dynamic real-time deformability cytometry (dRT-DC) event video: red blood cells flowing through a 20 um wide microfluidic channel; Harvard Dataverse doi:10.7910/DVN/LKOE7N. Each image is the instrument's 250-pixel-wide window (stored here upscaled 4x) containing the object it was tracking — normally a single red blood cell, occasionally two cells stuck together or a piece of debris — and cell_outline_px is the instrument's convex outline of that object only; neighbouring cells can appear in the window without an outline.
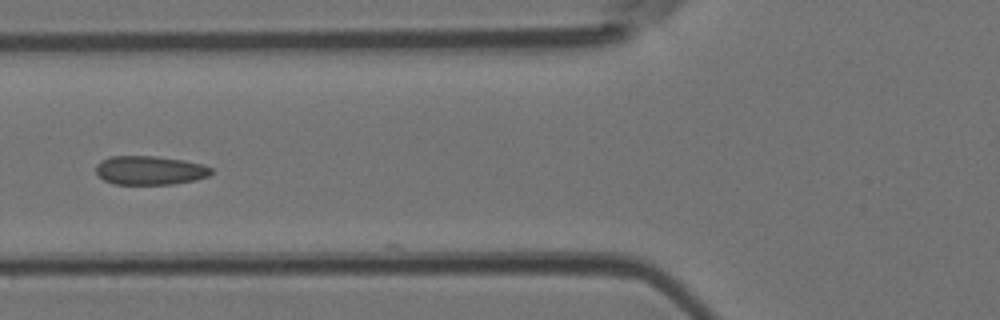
{"species": "Egyptian fruit bat (a non-hibernating species)", "species_latin": "Rousettus aegyptiacus", "temperature_condition": "room temperature", "stored_images_in_passage": 5, "camera_frame_rate_fps": 3000, "um_per_image_px": 0.085, "animal": {"sex": "female"}, "frame": {"image": 1, "passage_image": 5, "time_ms": 1.333, "image_size_px": [1000, 320], "cell_outline_px": [[212, 172], [208, 176], [196, 180], [172, 184], [116, 184], [104, 180], [96, 172], [96, 164], [100, 160], [112, 156], [156, 156], [184, 160], [204, 164], [212, 168]], "centroid_in_image_um": [12.75, 14.47], "position_along_channel_um": 113.0, "area_um2": 19.48}}